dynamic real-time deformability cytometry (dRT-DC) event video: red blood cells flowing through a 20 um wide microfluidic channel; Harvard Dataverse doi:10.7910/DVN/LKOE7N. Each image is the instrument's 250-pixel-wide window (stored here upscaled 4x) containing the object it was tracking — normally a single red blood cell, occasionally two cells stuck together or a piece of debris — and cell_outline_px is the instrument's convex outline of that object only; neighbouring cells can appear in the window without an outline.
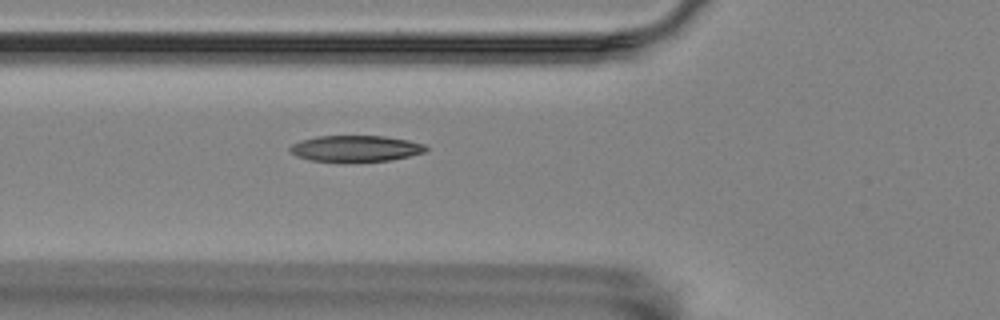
{"species": "Egyptian fruit bat (a non-hibernating species)", "species_latin": "Rousettus aegyptiacus", "temperature_condition": "room temperature", "stored_images_in_passage": 51, "camera_frame_rate_fps": 3000, "um_per_image_px": 0.085, "animal": {"sex": "female"}, "frame": {"image": 1, "passage_image": 15, "time_ms": 4.667, "image_size_px": [1000, 320], "cell_outline_px": [[428, 148], [424, 152], [408, 156], [388, 160], [312, 160], [296, 156], [288, 152], [288, 148], [292, 144], [300, 140], [316, 136], [384, 136], [408, 140], [424, 144]], "centroid_in_image_um": [30.18, 12.59], "position_along_channel_um": 95.6, "area_um2": 20.23}}
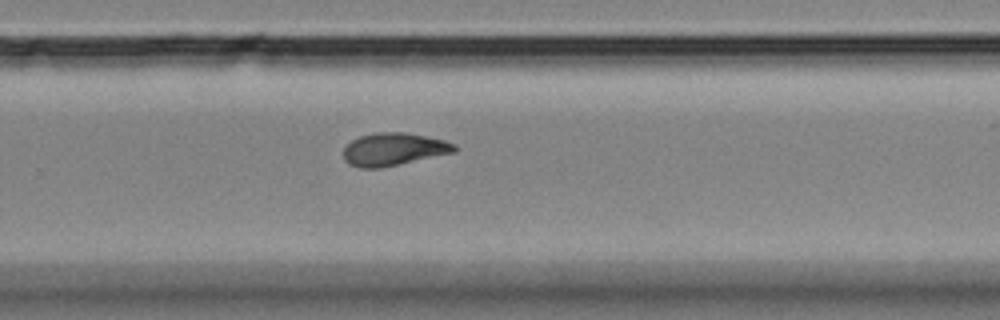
{"frame": {"image": 2, "passage_image": 32, "time_ms": 10.333, "image_size_px": [1000, 320], "cell_outline_px": [[456, 152], [400, 164], [380, 168], [360, 168], [348, 164], [344, 160], [344, 148], [352, 140], [360, 136], [376, 132], [404, 132], [444, 140], [456, 144]], "centroid_in_image_um": [33.46, 12.69], "position_along_channel_um": 296.3, "area_um2": 21.15}}
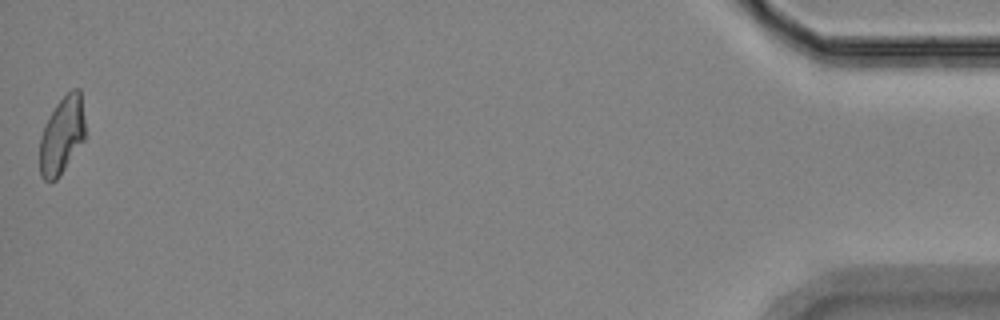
{"frame": {"image": 3, "passage_image": 51, "time_ms": 16.667, "image_size_px": [1000, 320], "cell_outline_px": [[84, 140], [60, 176], [56, 180], [44, 180], [40, 176], [40, 136], [56, 104], [72, 88], [80, 88], [84, 120]], "centroid_in_image_um": [5.26, 11.52], "position_along_channel_um": 429.9, "area_um2": 20.23}, "authors_computed_cell_mechanics": {"area_um2": 20.7502, "velocity_mm_per_s": 3.5371, "shape_relaxation_time_tau1_ms": 5.1616, "shape_relaxation_time_tau2_ms": 3.6482, "deformation_change_tau1": 0.183, "deformation_change_tau2": 0.1023}}